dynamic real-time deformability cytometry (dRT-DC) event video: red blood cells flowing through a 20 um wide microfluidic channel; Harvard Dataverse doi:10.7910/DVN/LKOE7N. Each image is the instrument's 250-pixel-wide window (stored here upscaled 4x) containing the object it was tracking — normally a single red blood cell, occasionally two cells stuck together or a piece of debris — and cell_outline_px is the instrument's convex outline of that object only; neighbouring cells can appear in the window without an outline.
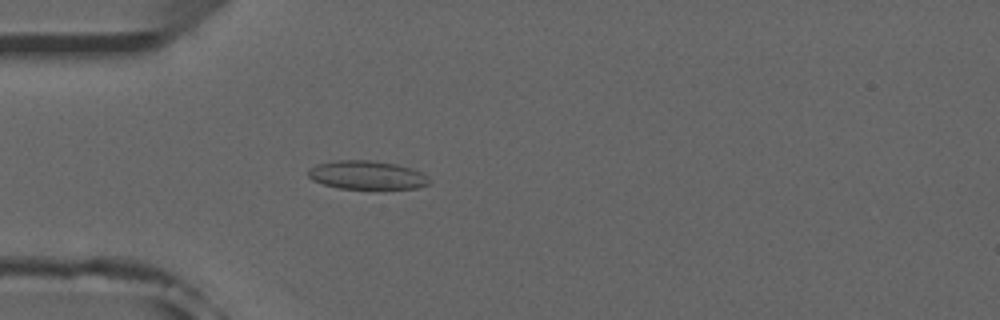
{"species": "common noctule bat (a hibernating species)", "species_latin": "Nyctalus noctula", "temperature_condition": "room temperature", "stored_images_in_passage": 50, "camera_frame_rate_fps": 3000, "um_per_image_px": 0.085, "animal": {"sex": "male", "forearm_length_mm": 52.5}, "frame": {"image": 1, "passage_image": 13, "time_ms": 4.0, "image_size_px": [1000, 320], "cell_outline_px": [[428, 184], [416, 188], [372, 192], [340, 188], [324, 184], [312, 180], [308, 176], [308, 168], [316, 164], [336, 160], [368, 160], [396, 164], [412, 168], [428, 176]], "centroid_in_image_um": [31.19, 14.93], "position_along_channel_um": 53.8, "area_um2": 21.04}}
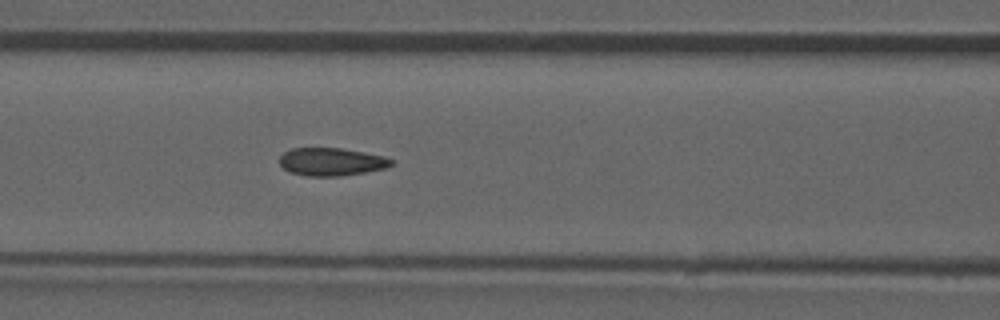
{"frame": {"image": 2, "passage_image": 20, "time_ms": 6.333, "image_size_px": [1000, 320], "cell_outline_px": [[392, 164], [388, 168], [340, 176], [308, 176], [288, 172], [280, 164], [280, 156], [284, 152], [292, 148], [340, 148], [364, 152], [384, 156], [392, 160]], "centroid_in_image_um": [28.16, 13.75], "position_along_channel_um": 138.4, "area_um2": 18.15}}
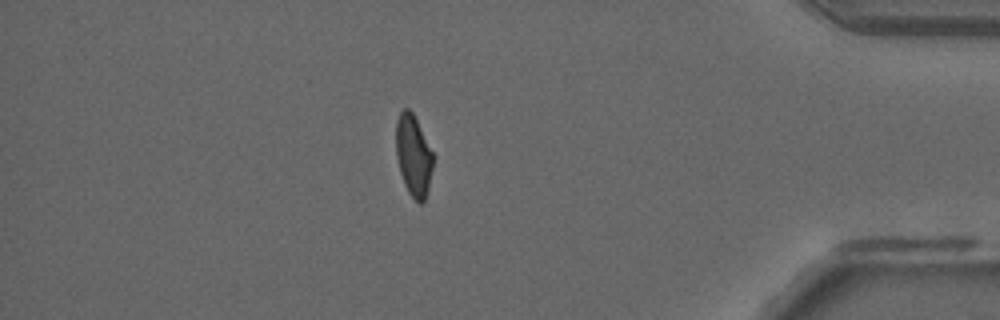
{"frame": {"image": 3, "passage_image": 43, "time_ms": 14.0, "image_size_px": [1000, 320], "cell_outline_px": [[432, 168], [428, 188], [424, 200], [420, 204], [408, 192], [404, 184], [400, 172], [396, 156], [396, 120], [400, 112], [404, 108], [408, 108], [412, 112], [432, 152]], "centroid_in_image_um": [35.11, 13.21], "position_along_channel_um": 400.1, "area_um2": 17.17}, "authors_computed_cell_mechanics": {"area_um2": 18.6405, "velocity_mm_per_s": 3.9373, "shape_relaxation_time_tau1_ms": null, "shape_relaxation_time_tau2_ms": 1.4535, "deformation_change_tau1": null, "deformation_change_tau2": 0.0709}}